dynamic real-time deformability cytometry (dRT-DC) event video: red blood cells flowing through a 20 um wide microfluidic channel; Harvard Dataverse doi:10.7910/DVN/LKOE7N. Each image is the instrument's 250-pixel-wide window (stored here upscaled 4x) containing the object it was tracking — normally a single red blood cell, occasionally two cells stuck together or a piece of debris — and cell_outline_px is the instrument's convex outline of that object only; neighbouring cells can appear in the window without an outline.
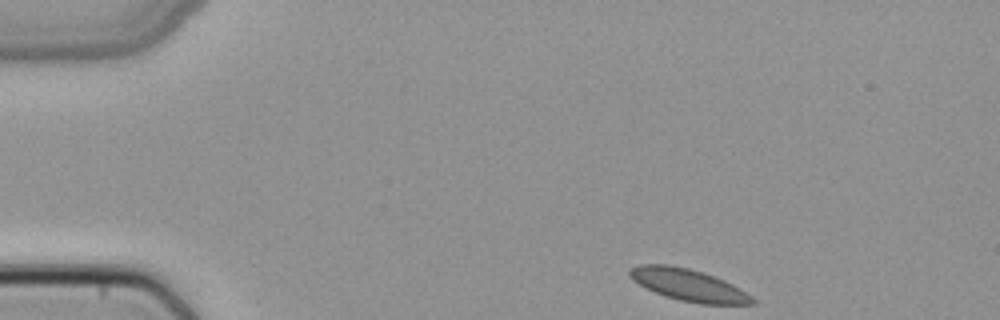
{"species": "common noctule bat (a hibernating species)", "species_latin": "Nyctalus noctula", "temperature_condition": "cold", "stored_images_in_passage": 44, "camera_frame_rate_fps": 3000, "um_per_image_px": 0.085, "animal": {"sex": "female", "body_mass_g": 22.7, "forearm_length_mm": 54.2}, "frame": {"image": 1, "passage_image": 1, "time_ms": 0.0, "image_size_px": [1000, 320], "cell_outline_px": [[756, 304], [700, 304], [680, 300], [664, 296], [632, 280], [628, 276], [628, 272], [632, 268], [640, 264], [668, 264], [688, 268], [724, 280], [732, 284], [752, 296], [756, 300]], "centroid_in_image_um": [58.52, 24.23], "position_along_channel_um": 26.5, "area_um2": 22.6}}
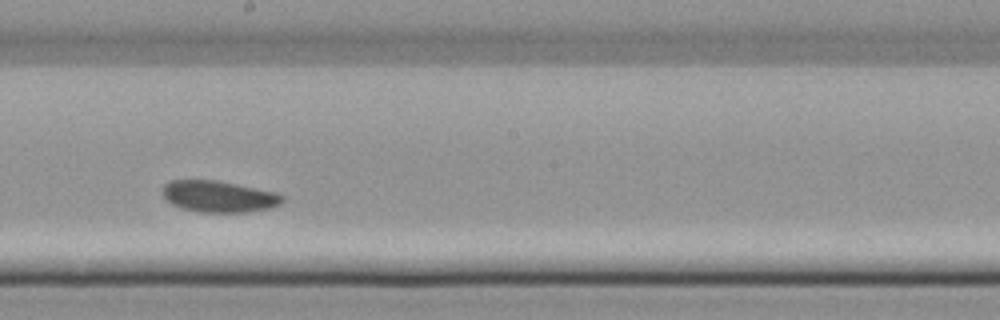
{"frame": {"image": 2, "passage_image": 22, "time_ms": 7.0, "image_size_px": [1000, 320], "cell_outline_px": [[284, 200], [280, 204], [268, 208], [244, 212], [200, 212], [184, 208], [172, 204], [164, 196], [164, 184], [168, 180], [216, 180], [276, 192], [284, 196]], "centroid_in_image_um": [18.61, 16.69], "position_along_channel_um": 229.6, "area_um2": 21.68}}
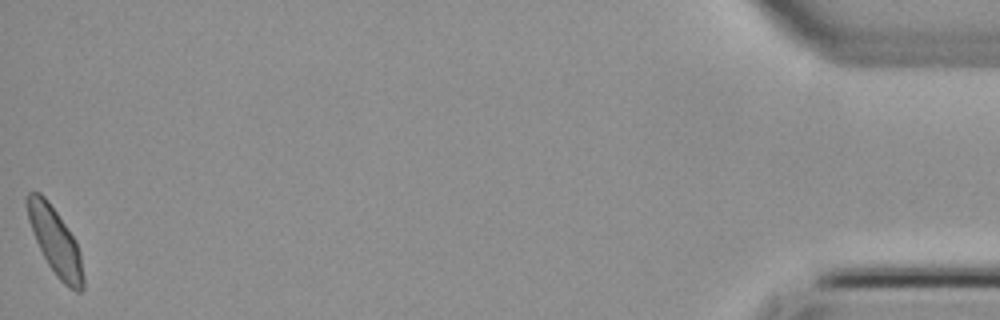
{"frame": {"image": 3, "passage_image": 44, "time_ms": 14.333, "image_size_px": [1000, 320], "cell_outline_px": [[84, 288], [80, 292], [76, 292], [68, 288], [56, 276], [48, 264], [32, 232], [28, 220], [24, 200], [28, 192], [40, 192], [48, 200], [76, 240], [80, 252], [84, 276]], "centroid_in_image_um": [4.69, 20.51], "position_along_channel_um": 430.5, "area_um2": 22.02}}